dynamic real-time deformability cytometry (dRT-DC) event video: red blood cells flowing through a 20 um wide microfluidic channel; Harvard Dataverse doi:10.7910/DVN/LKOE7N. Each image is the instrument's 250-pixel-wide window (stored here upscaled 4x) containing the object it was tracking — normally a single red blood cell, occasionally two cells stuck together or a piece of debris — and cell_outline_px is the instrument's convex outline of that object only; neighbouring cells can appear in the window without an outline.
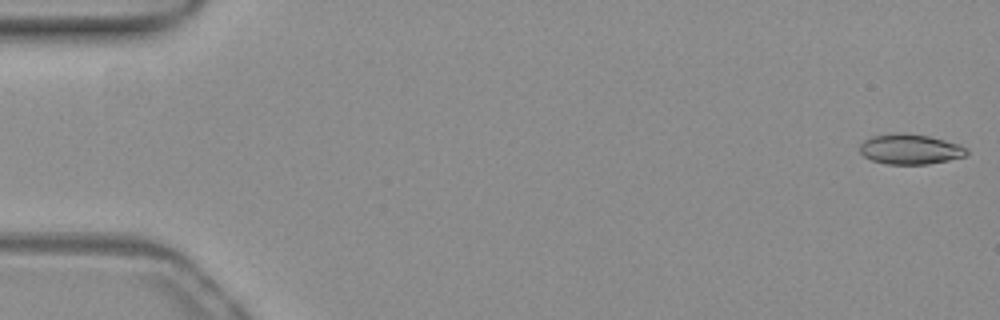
{"species": "common noctule bat (a hibernating species)", "species_latin": "Nyctalus noctula", "temperature_condition": "warm", "stored_images_in_passage": 48, "camera_frame_rate_fps": 3000, "um_per_image_px": 0.085, "animal": {"sex": "female", "body_mass_g": 19.3, "forearm_length_mm": 54.1}, "frame": {"image": 1, "passage_image": 1, "time_ms": 0.0, "image_size_px": [1000, 320], "cell_outline_px": [[968, 152], [964, 156], [948, 160], [928, 164], [888, 164], [872, 160], [864, 156], [860, 152], [860, 144], [864, 140], [872, 136], [892, 132], [904, 132], [928, 136], [960, 144]], "centroid_in_image_um": [77.32, 12.66], "position_along_channel_um": 7.7, "area_um2": 18.79}}
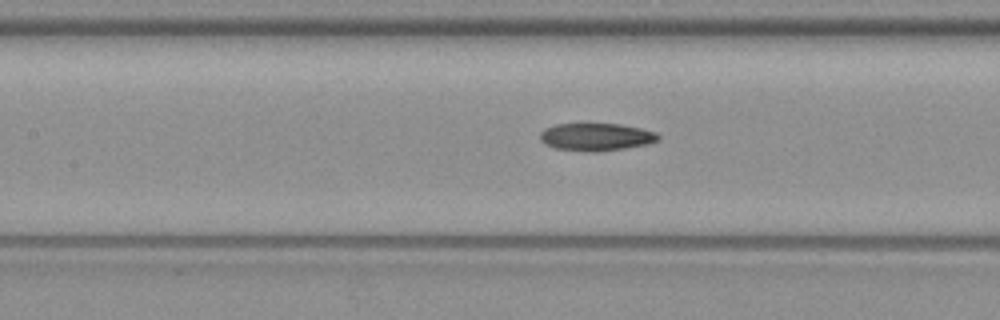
{"frame": {"image": 2, "passage_image": 24, "time_ms": 7.667, "image_size_px": [1000, 320], "cell_outline_px": [[660, 140], [648, 144], [624, 148], [596, 152], [584, 152], [552, 148], [544, 144], [540, 140], [540, 132], [544, 128], [556, 124], [620, 124], [640, 128], [656, 132], [660, 136]], "centroid_in_image_um": [50.64, 11.65], "position_along_channel_um": 156.8, "area_um2": 19.25}}
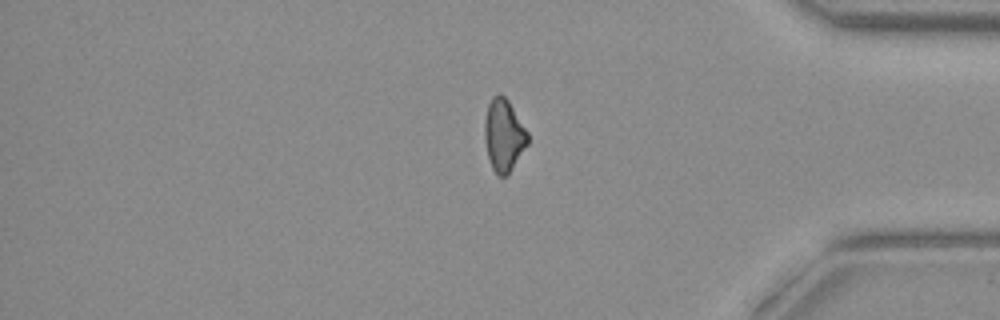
{"frame": {"image": 3, "passage_image": 44, "time_ms": 14.333, "image_size_px": [1000, 320], "cell_outline_px": [[528, 144], [508, 176], [496, 176], [492, 168], [488, 156], [484, 136], [484, 120], [488, 104], [492, 96], [500, 92], [508, 100], [528, 132]], "centroid_in_image_um": [42.81, 11.5], "position_along_channel_um": 392.4, "area_um2": 18.38}}